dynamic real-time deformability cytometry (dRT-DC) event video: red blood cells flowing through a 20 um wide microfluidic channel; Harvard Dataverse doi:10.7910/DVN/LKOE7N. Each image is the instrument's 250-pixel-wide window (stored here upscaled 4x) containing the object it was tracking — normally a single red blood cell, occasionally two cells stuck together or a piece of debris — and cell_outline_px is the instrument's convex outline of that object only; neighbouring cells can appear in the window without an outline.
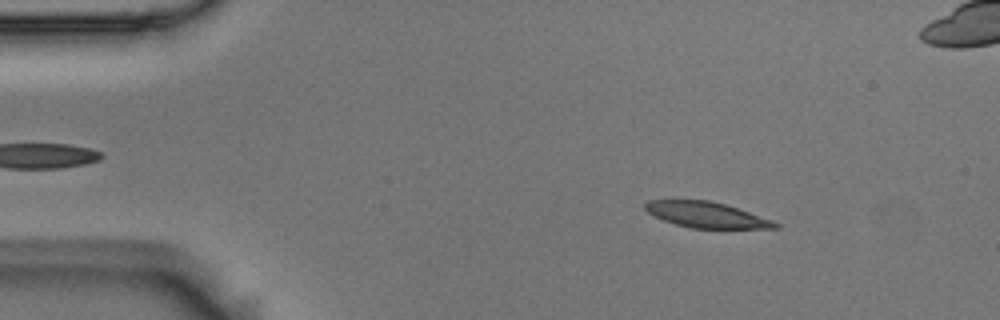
{"species": "Egyptian fruit bat (a non-hibernating species)", "species_latin": "Rousettus aegyptiacus", "temperature_condition": "room temperature", "stored_images_in_passage": 54, "camera_frame_rate_fps": 3000, "um_per_image_px": 0.085, "animal": {"sex": "male"}, "frame": {"image": 1, "passage_image": 7, "time_ms": 2.0, "image_size_px": [1000, 320], "cell_outline_px": [[780, 228], [692, 228], [676, 224], [664, 220], [648, 212], [644, 208], [644, 204], [648, 200], [708, 200], [724, 204], [772, 220], [780, 224]], "centroid_in_image_um": [60.04, 18.26], "position_along_channel_um": 25.0, "area_um2": 19.13}}
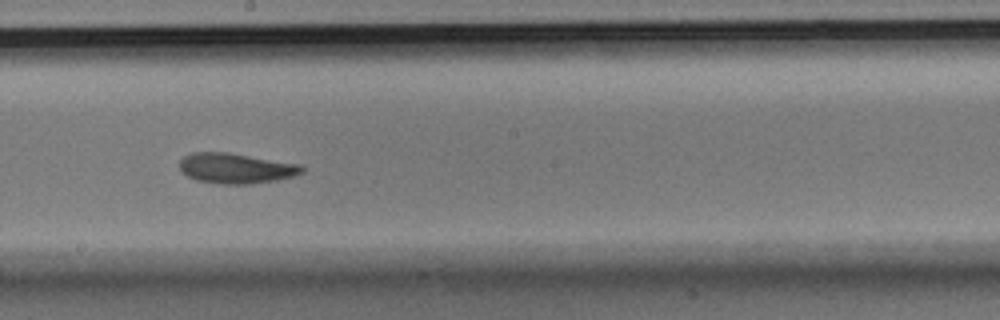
{"frame": {"image": 2, "passage_image": 29, "time_ms": 9.333, "image_size_px": [1000, 320], "cell_outline_px": [[304, 172], [292, 176], [276, 180], [252, 184], [220, 184], [196, 180], [180, 172], [180, 160], [184, 156], [192, 152], [228, 152], [300, 164], [304, 168]], "centroid_in_image_um": [20.03, 14.3], "position_along_channel_um": 228.2, "area_um2": 21.68}}
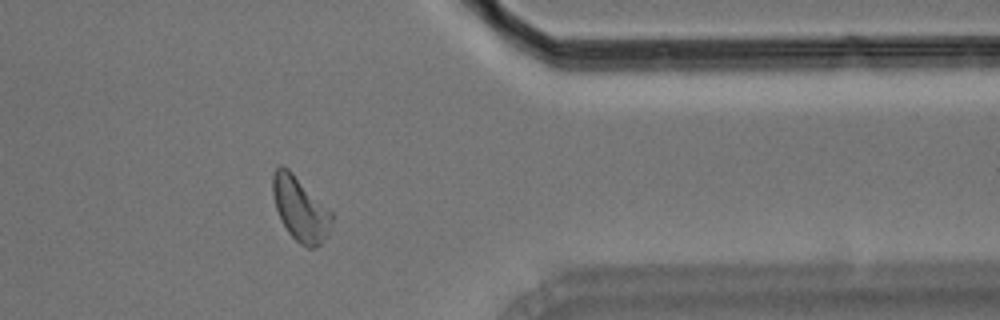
{"frame": {"image": 3, "passage_image": 43, "time_ms": 14.0, "image_size_px": [1000, 320], "cell_outline_px": [[332, 220], [328, 236], [316, 248], [308, 248], [300, 244], [288, 232], [276, 208], [272, 192], [272, 176], [276, 168], [280, 164], [288, 168], [332, 212]], "centroid_in_image_um": [25.52, 17.76], "position_along_channel_um": 385.9, "area_um2": 21.85}}